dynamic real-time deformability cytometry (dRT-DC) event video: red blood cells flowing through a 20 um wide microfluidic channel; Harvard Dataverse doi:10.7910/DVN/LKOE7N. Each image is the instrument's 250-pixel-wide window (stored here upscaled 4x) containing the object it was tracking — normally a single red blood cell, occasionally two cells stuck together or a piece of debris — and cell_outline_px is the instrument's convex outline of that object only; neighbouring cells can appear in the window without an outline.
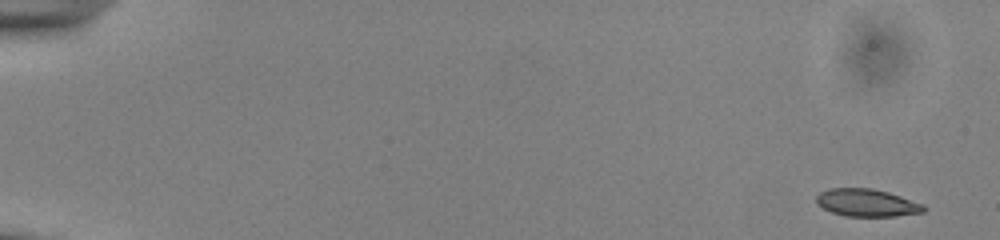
{"species": "common noctule bat (a hibernating species)", "species_latin": "Nyctalus noctula", "temperature_condition": "cold", "stored_images_in_passage": 52, "camera_frame_rate_fps": 3000, "um_per_image_px": 0.085, "animal": {"sex": "male", "body_mass_g": 13.0, "forearm_length_mm": 53.1}, "frame": {"image": 1, "passage_image": 1, "time_ms": 0.0, "image_size_px": [1000, 240], "cell_outline_px": [[924, 212], [896, 216], [844, 216], [832, 212], [816, 204], [816, 196], [820, 192], [832, 188], [872, 188], [888, 192], [924, 204]], "centroid_in_image_um": [73.67, 17.23], "position_along_channel_um": 11.3, "area_um2": 17.17}}
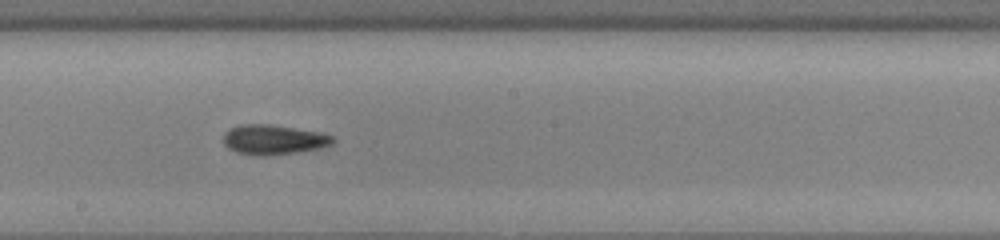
{"frame": {"image": 2, "passage_image": 30, "time_ms": 9.667, "image_size_px": [1000, 240], "cell_outline_px": [[336, 140], [332, 144], [320, 148], [296, 152], [264, 156], [260, 156], [236, 152], [228, 148], [224, 144], [224, 132], [228, 128], [240, 124], [268, 124], [320, 132], [332, 136]], "centroid_in_image_um": [23.23, 11.86], "position_along_channel_um": 225.0, "area_um2": 19.02}}
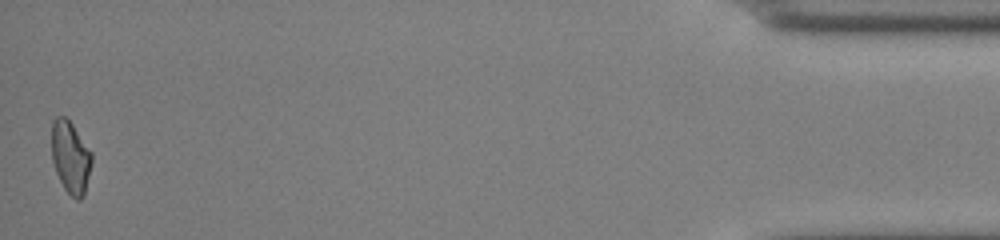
{"frame": {"image": 3, "passage_image": 52, "time_ms": 17.0, "image_size_px": [1000, 240], "cell_outline_px": [[92, 160], [84, 196], [80, 200], [76, 200], [64, 188], [56, 172], [52, 160], [52, 120], [56, 116], [64, 116], [72, 124], [92, 152]], "centroid_in_image_um": [5.99, 13.36], "position_along_channel_um": 429.2, "area_um2": 16.82}, "authors_computed_cell_mechanics": {"area_um2": 17.7157, "velocity_mm_per_s": 3.9134, "shape_relaxation_time_tau1_ms": 9.7232, "shape_relaxation_time_tau2_ms": 5.4157, "deformation_change_tau1": 0.2163, "deformation_change_tau2": 0.1233}}